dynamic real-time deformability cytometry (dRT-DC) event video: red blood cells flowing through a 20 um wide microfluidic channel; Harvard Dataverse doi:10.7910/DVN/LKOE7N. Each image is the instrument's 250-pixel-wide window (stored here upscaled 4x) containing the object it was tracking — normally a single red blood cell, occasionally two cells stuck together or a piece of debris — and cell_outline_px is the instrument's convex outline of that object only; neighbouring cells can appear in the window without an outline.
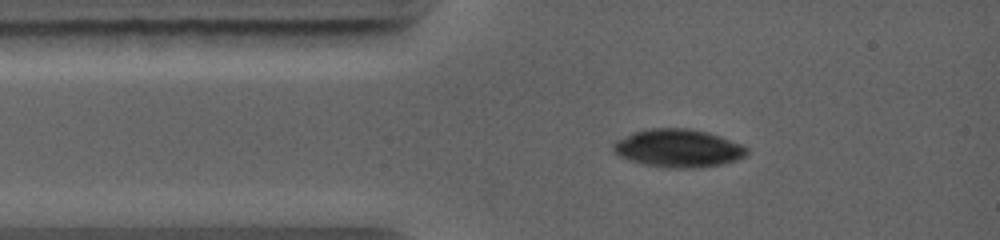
{"species": "common noctule bat (a hibernating species)", "species_latin": "Nyctalus noctula", "temperature_condition": "warm", "stored_images_in_passage": 9, "camera_frame_rate_fps": 5000, "um_per_image_px": 0.085, "animal": {"sex": "female", "body_mass_g": 19.0, "forearm_length_mm": 56.7}, "frame": {"image": 1, "passage_image": 1, "time_ms": 0.0, "image_size_px": [1000, 240], "cell_outline_px": [[748, 152], [744, 156], [736, 160], [724, 164], [700, 168], [664, 168], [644, 164], [620, 156], [612, 152], [612, 144], [616, 140], [632, 132], [648, 128], [692, 128], [708, 132], [744, 144], [748, 148]], "centroid_in_image_um": [57.66, 12.59], "position_along_channel_um": 27.3, "area_um2": 30.06}}